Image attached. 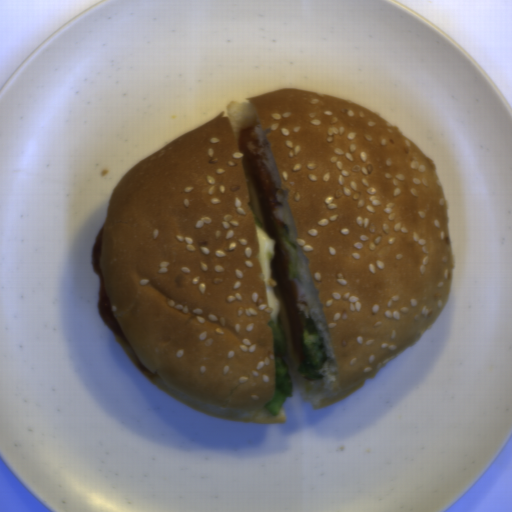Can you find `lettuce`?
Masks as SVG:
<instances>
[{
	"instance_id": "494a5c6d",
	"label": "lettuce",
	"mask_w": 512,
	"mask_h": 512,
	"mask_svg": "<svg viewBox=\"0 0 512 512\" xmlns=\"http://www.w3.org/2000/svg\"><path fill=\"white\" fill-rule=\"evenodd\" d=\"M302 351L304 358L297 372L313 381H321L324 377L322 366L326 362V346L320 331L310 316L303 321Z\"/></svg>"
},
{
	"instance_id": "88b5c38a",
	"label": "lettuce",
	"mask_w": 512,
	"mask_h": 512,
	"mask_svg": "<svg viewBox=\"0 0 512 512\" xmlns=\"http://www.w3.org/2000/svg\"><path fill=\"white\" fill-rule=\"evenodd\" d=\"M278 237L284 245L288 255V280H295L299 277L298 264L300 253L296 245L292 242L289 226L282 225L278 229Z\"/></svg>"
},
{
	"instance_id": "9fb2a089",
	"label": "lettuce",
	"mask_w": 512,
	"mask_h": 512,
	"mask_svg": "<svg viewBox=\"0 0 512 512\" xmlns=\"http://www.w3.org/2000/svg\"><path fill=\"white\" fill-rule=\"evenodd\" d=\"M268 325L272 330L273 338L275 388L272 399L265 403L264 407L273 416H277L284 401L293 396L294 386L292 375L284 360L287 346L281 317H272Z\"/></svg>"
}]
</instances>
